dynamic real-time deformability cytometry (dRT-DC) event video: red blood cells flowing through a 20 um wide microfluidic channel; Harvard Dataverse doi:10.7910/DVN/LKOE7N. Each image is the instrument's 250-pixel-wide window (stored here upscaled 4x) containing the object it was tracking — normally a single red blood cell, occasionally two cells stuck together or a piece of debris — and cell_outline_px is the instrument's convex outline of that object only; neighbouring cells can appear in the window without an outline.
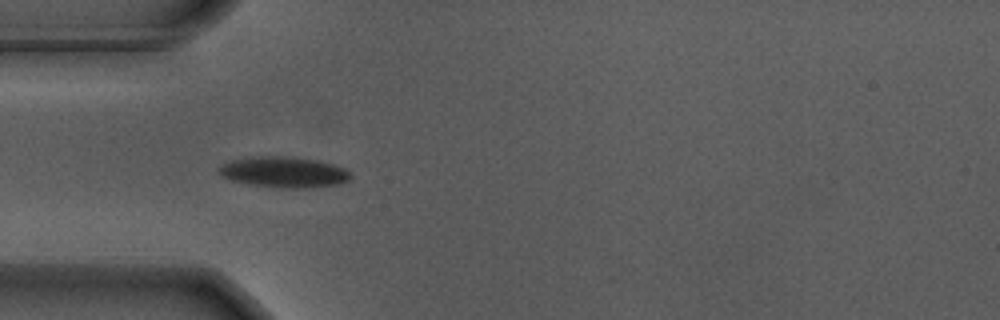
{"species": "Egyptian fruit bat (a non-hibernating species)", "species_latin": "Rousettus aegyptiacus", "temperature_condition": "warm", "stored_images_in_passage": 15, "camera_frame_rate_fps": 3000, "um_per_image_px": 0.085, "animal": {"sex": "male"}, "frame": {"image": 1, "passage_image": 5, "time_ms": 1.333, "image_size_px": [1000, 320], "cell_outline_px": [[352, 176], [348, 180], [340, 184], [308, 188], [284, 188], [248, 184], [232, 180], [216, 172], [216, 168], [220, 164], [232, 160], [260, 156], [284, 156], [316, 160], [332, 164], [344, 168]], "centroid_in_image_um": [24.1, 14.63], "position_along_channel_um": 60.9, "area_um2": 23.58}}
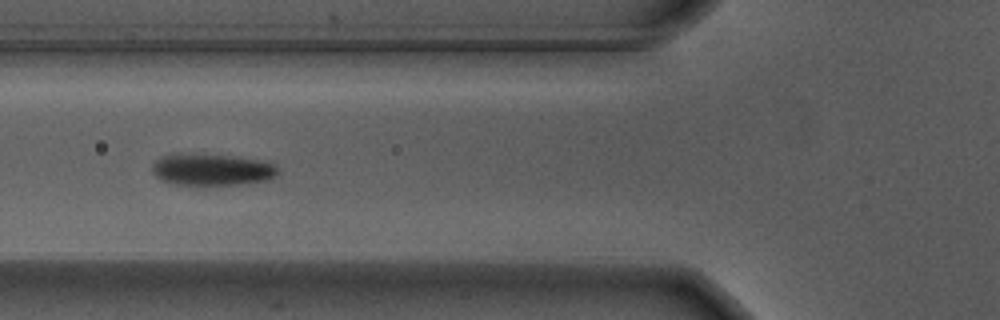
{"frame": {"image": 2, "passage_image": 9, "time_ms": 2.667, "image_size_px": [1000, 320], "cell_outline_px": [[280, 172], [276, 176], [268, 180], [240, 184], [168, 184], [160, 180], [152, 172], [152, 164], [160, 156], [236, 156], [268, 160], [276, 164]], "centroid_in_image_um": [18.11, 14.44], "position_along_channel_um": 107.7, "area_um2": 22.89}}